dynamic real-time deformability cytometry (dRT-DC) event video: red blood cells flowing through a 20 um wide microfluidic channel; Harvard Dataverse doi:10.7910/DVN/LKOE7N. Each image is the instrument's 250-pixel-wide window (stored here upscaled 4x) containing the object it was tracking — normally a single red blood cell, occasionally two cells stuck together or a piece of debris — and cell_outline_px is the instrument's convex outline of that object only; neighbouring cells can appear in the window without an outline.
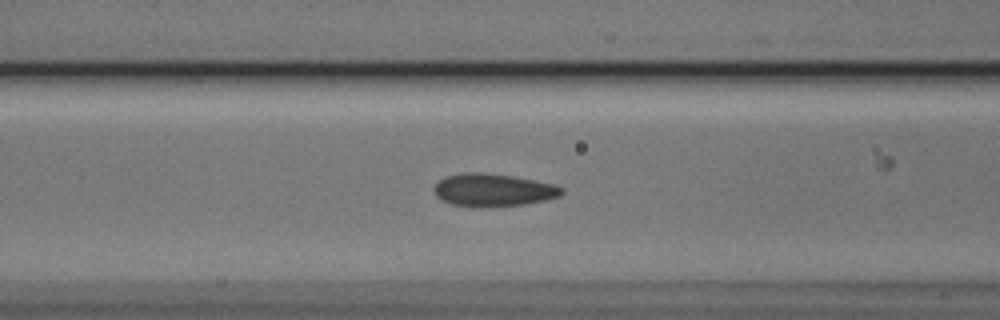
{"species": "Egyptian fruit bat (a non-hibernating species)", "species_latin": "Rousettus aegyptiacus", "temperature_condition": "cold", "stored_images_in_passage": 45, "camera_frame_rate_fps": 3000, "um_per_image_px": 0.085, "animal": {"sex": "male"}, "frame": {"image": 1, "passage_image": 12, "time_ms": 3.667, "image_size_px": [1000, 320], "cell_outline_px": [[564, 192], [560, 196], [544, 200], [524, 204], [452, 204], [440, 200], [436, 196], [432, 188], [444, 176], [464, 172], [480, 172], [512, 176], [552, 184], [564, 188]], "centroid_in_image_um": [41.89, 16.1], "position_along_channel_um": 124.7, "area_um2": 23.41}}
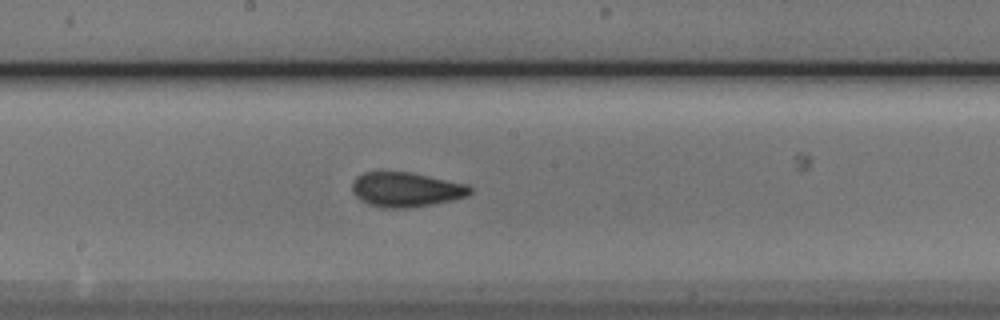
{"frame": {"image": 2, "passage_image": 19, "time_ms": 6.0, "image_size_px": [1000, 320], "cell_outline_px": [[472, 192], [468, 196], [452, 200], [432, 204], [408, 208], [384, 208], [368, 204], [360, 200], [352, 192], [352, 180], [356, 176], [364, 172], [380, 168], [408, 172], [468, 184], [472, 188]], "centroid_in_image_um": [34.45, 16.07], "position_along_channel_um": 213.8, "area_um2": 24.51}}
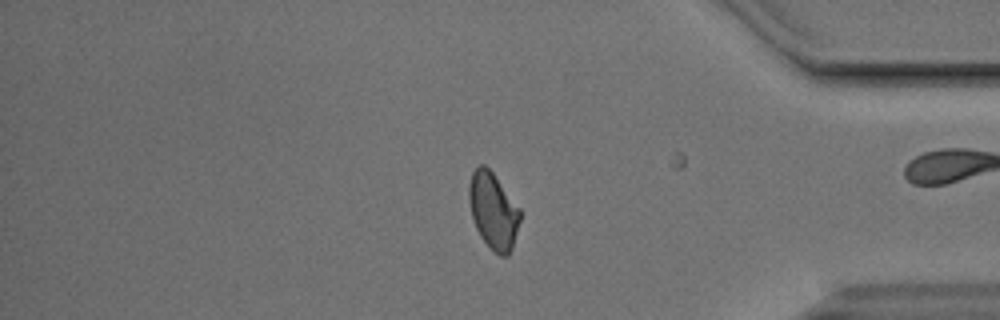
{"frame": {"image": 3, "passage_image": 35, "time_ms": 11.333, "image_size_px": [1000, 320], "cell_outline_px": [[520, 220], [512, 248], [508, 256], [500, 256], [492, 252], [480, 236], [476, 228], [472, 216], [468, 196], [468, 184], [472, 172], [480, 164], [484, 164], [492, 172], [520, 208]], "centroid_in_image_um": [41.91, 17.94], "position_along_channel_um": 393.3, "area_um2": 22.77}}